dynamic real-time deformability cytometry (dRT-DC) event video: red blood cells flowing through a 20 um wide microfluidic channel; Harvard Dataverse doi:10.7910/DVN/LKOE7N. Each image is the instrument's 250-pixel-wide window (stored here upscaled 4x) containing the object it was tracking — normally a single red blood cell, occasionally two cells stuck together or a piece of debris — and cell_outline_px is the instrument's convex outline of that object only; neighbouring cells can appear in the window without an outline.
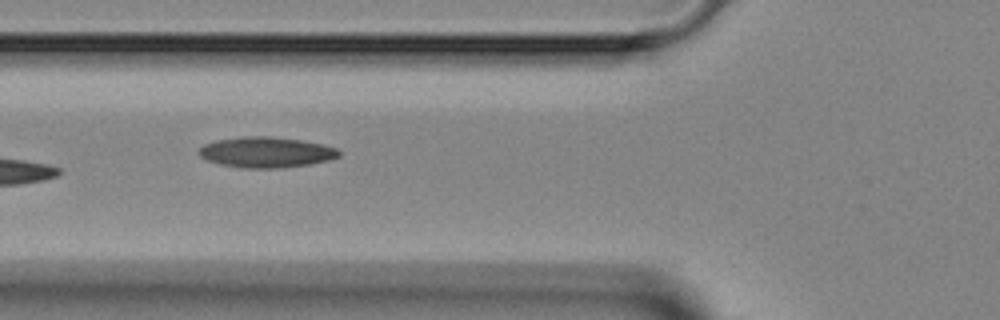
{"species": "Egyptian fruit bat (a non-hibernating species)", "species_latin": "Rousettus aegyptiacus", "temperature_condition": "room temperature", "stored_images_in_passage": 10, "segment_of_instrument_passage": [1, 2], "camera_frame_rate_fps": 3000, "um_per_image_px": 0.085, "animal": {"sex": "female"}, "frame": {"image": 1, "passage_image": 6, "time_ms": 6.0, "image_size_px": [1000, 320], "cell_outline_px": [[340, 156], [328, 160], [308, 164], [280, 168], [240, 168], [220, 164], [208, 160], [200, 156], [196, 152], [204, 144], [216, 140], [244, 136], [268, 136], [300, 140], [324, 144], [336, 148], [340, 152]], "centroid_in_image_um": [22.6, 12.94], "position_along_channel_um": 103.2, "area_um2": 24.97}}
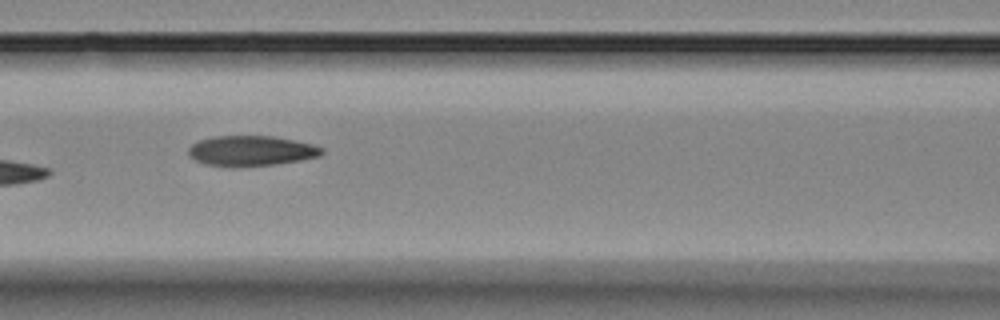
{"frame": {"image": 2, "passage_image": 7, "time_ms": 7.0, "image_size_px": [1000, 320], "cell_outline_px": [[324, 152], [320, 156], [300, 160], [276, 164], [236, 168], [232, 168], [204, 164], [188, 156], [188, 148], [192, 144], [200, 140], [216, 136], [272, 136], [312, 144], [324, 148]], "centroid_in_image_um": [21.32, 12.84], "position_along_channel_um": 145.3, "area_um2": 23.76}}
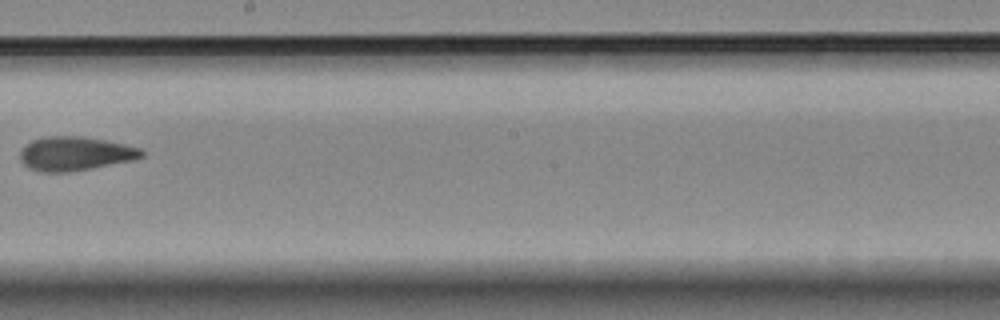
{"frame": {"image": 3, "passage_image": 9, "time_ms": 9.333, "image_size_px": [1000, 320], "cell_outline_px": [[144, 156], [132, 160], [92, 168], [68, 172], [40, 172], [28, 168], [20, 160], [20, 152], [32, 140], [48, 136], [84, 136], [124, 144], [140, 148], [144, 152]], "centroid_in_image_um": [6.38, 13.06], "position_along_channel_um": 241.8, "area_um2": 23.93}}